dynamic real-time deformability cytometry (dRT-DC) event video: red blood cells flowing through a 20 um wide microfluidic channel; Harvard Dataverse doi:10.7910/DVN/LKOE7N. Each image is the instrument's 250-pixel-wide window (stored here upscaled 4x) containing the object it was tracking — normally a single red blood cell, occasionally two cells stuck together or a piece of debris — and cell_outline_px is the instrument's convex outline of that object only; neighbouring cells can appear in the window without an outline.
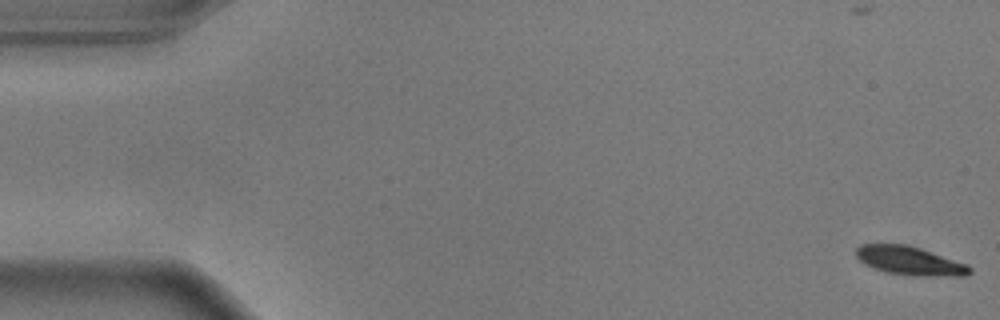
{"species": "common noctule bat (a hibernating species)", "species_latin": "Nyctalus noctula", "temperature_condition": "warm", "stored_images_in_passage": 57, "camera_frame_rate_fps": 3000, "um_per_image_px": 0.085, "animal": {"sex": "male", "body_mass_g": 17.9}, "frame": {"image": 1, "passage_image": 1, "time_ms": 0.0, "image_size_px": [1000, 320], "cell_outline_px": [[972, 272], [964, 276], [912, 276], [884, 272], [864, 264], [856, 256], [856, 248], [860, 244], [908, 244], [968, 264], [972, 268]], "centroid_in_image_um": [77.34, 22.17], "position_along_channel_um": 7.7, "area_um2": 19.19}}
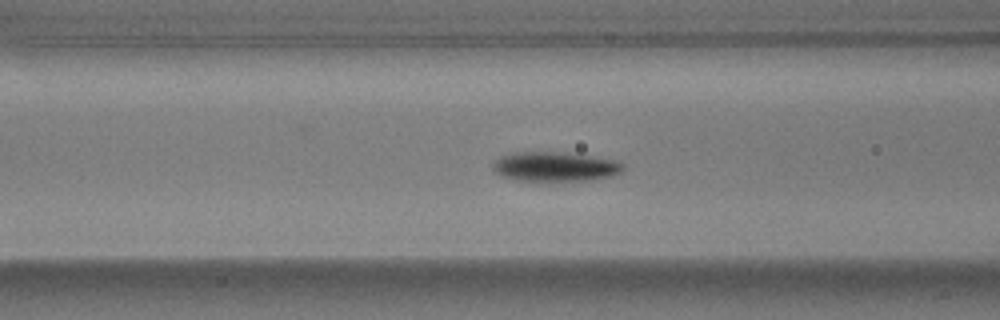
{"frame": {"image": 2, "passage_image": 22, "time_ms": 7.0, "image_size_px": [1000, 320], "cell_outline_px": [[624, 168], [620, 172], [612, 176], [596, 180], [512, 180], [500, 176], [492, 172], [492, 164], [500, 156], [516, 152], [556, 152], [588, 156], [612, 160], [624, 164]], "centroid_in_image_um": [47.11, 14.18], "position_along_channel_um": 119.5, "area_um2": 22.25}}
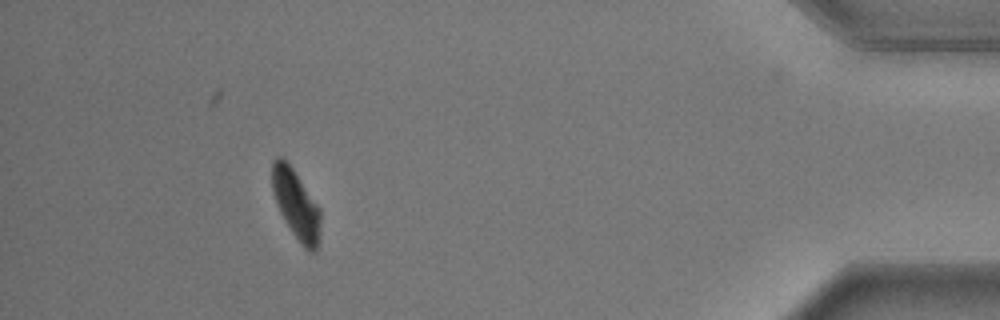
{"frame": {"image": 3, "passage_image": 51, "time_ms": 16.667, "image_size_px": [1000, 320], "cell_outline_px": [[320, 240], [316, 252], [308, 252], [304, 248], [292, 232], [284, 220], [276, 204], [272, 188], [272, 160], [276, 156], [280, 156], [292, 168], [320, 208]], "centroid_in_image_um": [25.17, 17.42], "position_along_channel_um": 410.0, "area_um2": 19.54}, "authors_computed_cell_mechanics": {"area_um2": 21.5016, "velocity_mm_per_s": 3.606, "shape_relaxation_time_tau1_ms": 2.4851, "shape_relaxation_time_tau2_ms": null, "deformation_change_tau1": 0.1422, "deformation_change_tau2": null}}